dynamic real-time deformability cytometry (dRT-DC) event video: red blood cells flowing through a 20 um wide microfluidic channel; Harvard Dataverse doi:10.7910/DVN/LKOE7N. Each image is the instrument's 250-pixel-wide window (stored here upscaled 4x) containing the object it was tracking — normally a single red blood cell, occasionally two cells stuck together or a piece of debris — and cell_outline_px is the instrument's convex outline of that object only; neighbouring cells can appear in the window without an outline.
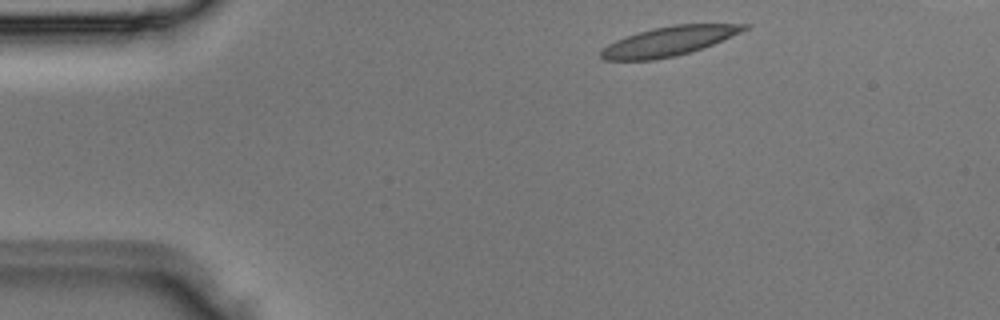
{"species": "Egyptian fruit bat (a non-hibernating species)", "species_latin": "Rousettus aegyptiacus", "temperature_condition": "room temperature", "stored_images_in_passage": 2, "segment_of_instrument_passage": [2, 2], "camera_frame_rate_fps": 3000, "um_per_image_px": 0.085, "animal": {"sex": "male"}, "frame": {"image": 1, "passage_image": 2, "time_ms": 0.333, "image_size_px": [1000, 320], "cell_outline_px": [[752, 24], [748, 28], [740, 32], [712, 44], [676, 56], [656, 60], [604, 60], [600, 56], [600, 52], [608, 44], [616, 40], [640, 32], [656, 28], [676, 24]], "centroid_in_image_um": [56.84, 3.51], "position_along_channel_um": 28.2, "area_um2": 23.93}}